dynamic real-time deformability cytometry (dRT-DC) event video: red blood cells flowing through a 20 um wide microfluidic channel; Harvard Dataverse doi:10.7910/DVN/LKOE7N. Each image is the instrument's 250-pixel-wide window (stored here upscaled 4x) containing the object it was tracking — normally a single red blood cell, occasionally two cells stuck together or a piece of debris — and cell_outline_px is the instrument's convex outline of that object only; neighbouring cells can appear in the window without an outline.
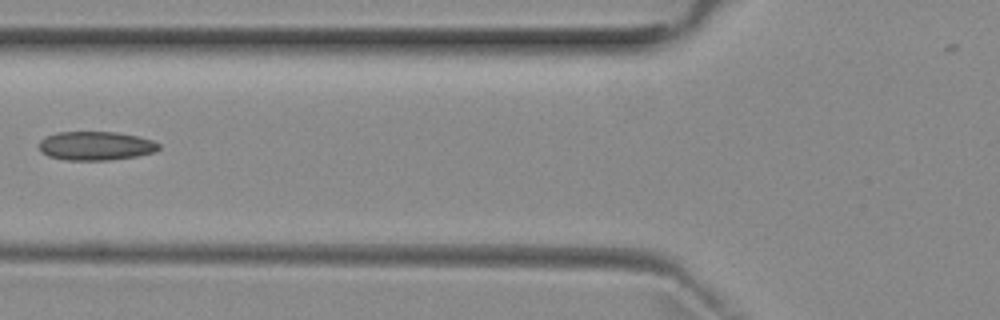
{"species": "common noctule bat (a hibernating species)", "species_latin": "Nyctalus noctula", "temperature_condition": "room temperature", "stored_images_in_passage": 6, "camera_frame_rate_fps": 3000, "um_per_image_px": 0.085, "animal": {"sex": "female", "body_mass_g": 29.2, "forearm_length_mm": 56.3}, "frame": {"image": 1, "passage_image": 5, "time_ms": 6.0, "image_size_px": [1000, 320], "cell_outline_px": [[160, 148], [156, 152], [136, 156], [108, 160], [64, 160], [48, 156], [40, 152], [40, 140], [44, 136], [56, 132], [116, 132], [136, 136], [152, 140], [160, 144]], "centroid_in_image_um": [8.12, 12.4], "position_along_channel_um": 117.7, "area_um2": 20.23}}
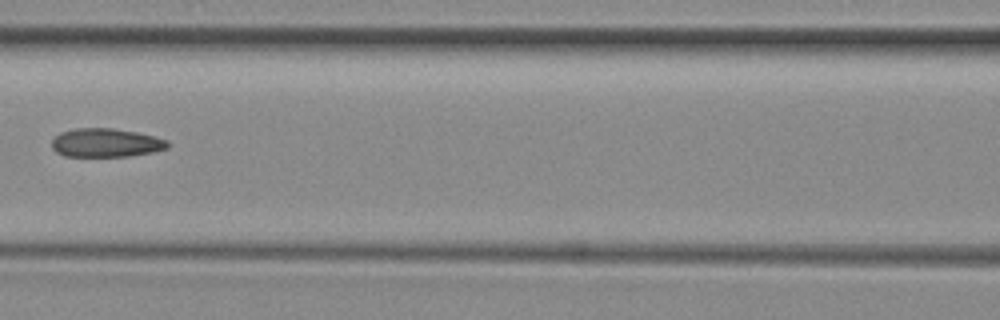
{"frame": {"image": 2, "passage_image": 6, "time_ms": 7.0, "image_size_px": [1000, 320], "cell_outline_px": [[168, 148], [152, 152], [128, 156], [64, 156], [56, 152], [52, 148], [52, 140], [60, 132], [76, 128], [112, 128], [136, 132], [168, 140]], "centroid_in_image_um": [8.98, 12.13], "position_along_channel_um": 157.6, "area_um2": 19.25}}